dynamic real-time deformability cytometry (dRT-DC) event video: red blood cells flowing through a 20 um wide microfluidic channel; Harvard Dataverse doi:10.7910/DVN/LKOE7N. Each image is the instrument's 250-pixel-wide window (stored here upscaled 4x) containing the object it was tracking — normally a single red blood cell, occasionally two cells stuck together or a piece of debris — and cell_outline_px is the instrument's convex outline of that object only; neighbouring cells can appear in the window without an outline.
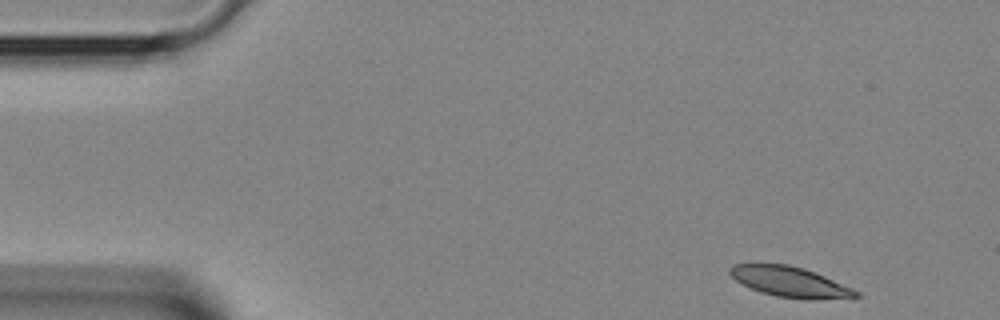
{"species": "Egyptian fruit bat (a non-hibernating species)", "species_latin": "Rousettus aegyptiacus", "temperature_condition": "room temperature", "stored_images_in_passage": 4, "segment_of_instrument_passage": [1, 2], "camera_frame_rate_fps": 3000, "um_per_image_px": 0.085, "animal": {"sex": "female"}, "frame": {"image": 1, "passage_image": 1, "time_ms": 0.0, "image_size_px": [1000, 320], "cell_outline_px": [[860, 296], [812, 300], [808, 300], [776, 296], [760, 292], [736, 280], [728, 272], [728, 268], [732, 264], [752, 260], [788, 264], [804, 268], [824, 276], [852, 288], [860, 292]], "centroid_in_image_um": [67.04, 23.9], "position_along_channel_um": 18.0, "area_um2": 22.89}}